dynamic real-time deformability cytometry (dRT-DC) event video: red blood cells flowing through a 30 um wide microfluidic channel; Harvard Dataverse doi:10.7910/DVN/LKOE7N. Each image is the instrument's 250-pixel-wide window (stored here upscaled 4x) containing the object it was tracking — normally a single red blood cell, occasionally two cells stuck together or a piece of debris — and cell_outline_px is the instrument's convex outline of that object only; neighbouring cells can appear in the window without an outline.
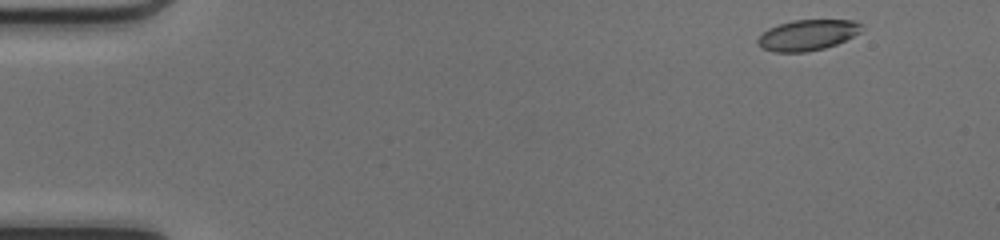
{"species": "common noctule bat (a hibernating species)", "species_latin": "Nyctalus noctula", "temperature_condition": "cold", "stored_images_in_passage": 46, "camera_frame_rate_fps": 3000, "um_per_image_px": 0.085, "animal": {"sex": "female", "body_mass_g": 17.0, "forearm_length_mm": 48.0}, "frame": {"image": 1, "passage_image": 1, "time_ms": 0.0, "image_size_px": [1000, 240], "cell_outline_px": [[860, 32], [836, 44], [824, 48], [804, 52], [776, 52], [764, 48], [756, 40], [768, 28], [792, 20], [852, 20], [860, 24]], "centroid_in_image_um": [68.62, 2.97], "position_along_channel_um": 16.4, "area_um2": 18.15}}
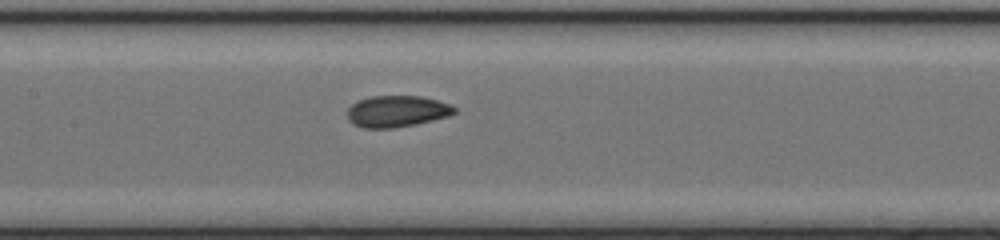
{"frame": {"image": 2, "passage_image": 21, "time_ms": 6.667, "image_size_px": [1000, 240], "cell_outline_px": [[456, 112], [448, 116], [416, 124], [392, 128], [364, 128], [352, 124], [348, 120], [348, 108], [352, 104], [368, 96], [420, 96], [436, 100], [448, 104], [456, 108]], "centroid_in_image_um": [33.7, 9.46], "position_along_channel_um": 173.7, "area_um2": 19.54}}
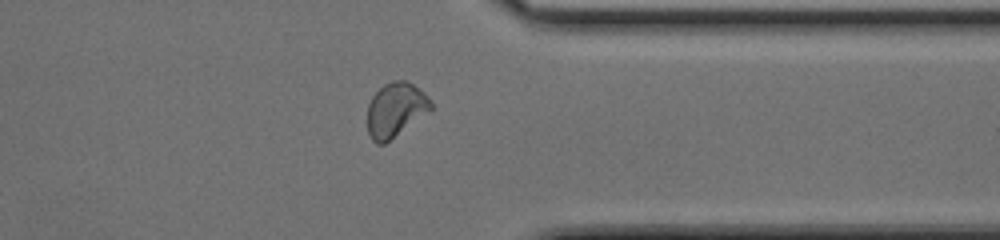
{"frame": {"image": 3, "passage_image": 36, "time_ms": 11.667, "image_size_px": [1000, 240], "cell_outline_px": [[432, 112], [384, 144], [376, 144], [372, 140], [368, 132], [368, 104], [372, 96], [384, 84], [392, 80], [408, 80], [424, 92], [428, 96], [432, 104]], "centroid_in_image_um": [33.66, 9.33], "position_along_channel_um": 377.7, "area_um2": 20.52}, "authors_computed_cell_mechanics": {"area_um2": 19.652, "velocity_mm_per_s": 4.1752, "shape_relaxation_time_tau1_ms": 4.2511, "shape_relaxation_time_tau2_ms": 1.7425, "deformation_change_tau1": 0.1209, "deformation_change_tau2": 0.0516}}